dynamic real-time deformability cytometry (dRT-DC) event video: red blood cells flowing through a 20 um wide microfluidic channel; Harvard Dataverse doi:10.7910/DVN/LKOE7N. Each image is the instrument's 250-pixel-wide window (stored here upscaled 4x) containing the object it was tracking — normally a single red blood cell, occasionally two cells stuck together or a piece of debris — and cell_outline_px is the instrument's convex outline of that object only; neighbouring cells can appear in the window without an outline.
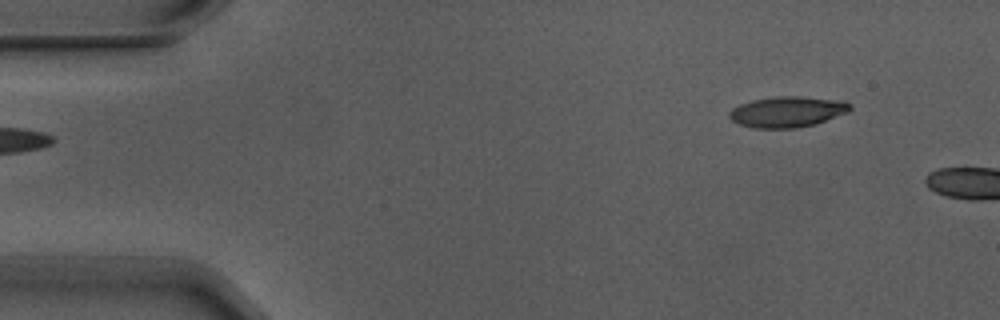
{"species": "Egyptian fruit bat (a non-hibernating species)", "species_latin": "Rousettus aegyptiacus", "temperature_condition": "warm", "stored_images_in_passage": 2, "camera_frame_rate_fps": 3000, "um_per_image_px": 0.085, "animal": {"sex": "male"}, "frame": {"image": 1, "passage_image": 1, "time_ms": 0.0, "image_size_px": [1000, 320], "cell_outline_px": [[852, 108], [848, 112], [816, 124], [796, 128], [752, 128], [740, 124], [732, 120], [728, 116], [728, 112], [732, 108], [740, 104], [752, 100], [776, 96], [800, 96], [836, 100], [852, 104]], "centroid_in_image_um": [66.9, 9.51], "position_along_channel_um": 18.1, "area_um2": 21.68}}